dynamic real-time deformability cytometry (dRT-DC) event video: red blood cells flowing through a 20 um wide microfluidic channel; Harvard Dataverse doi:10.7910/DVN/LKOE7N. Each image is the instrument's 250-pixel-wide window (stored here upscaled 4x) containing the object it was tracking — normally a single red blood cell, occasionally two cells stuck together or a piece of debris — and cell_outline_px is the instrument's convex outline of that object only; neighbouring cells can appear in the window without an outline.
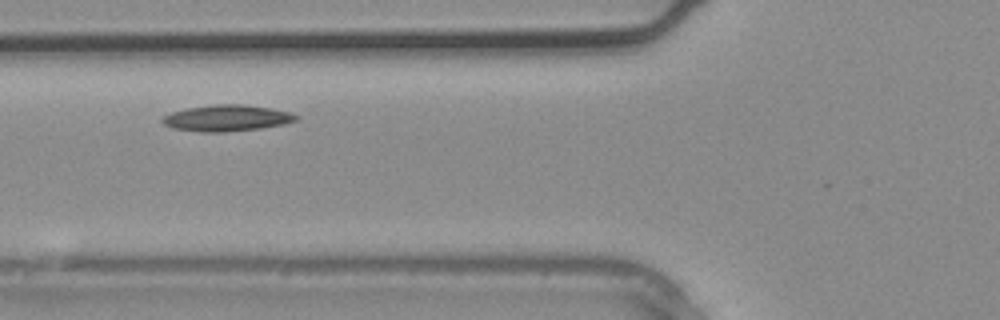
{"species": "common noctule bat (a hibernating species)", "species_latin": "Nyctalus noctula", "temperature_condition": "warm", "stored_images_in_passage": 3, "camera_frame_rate_fps": 3000, "um_per_image_px": 0.085, "animal": {"sex": "male", "body_mass_g": 20.4}, "frame": {"image": 1, "passage_image": 3, "time_ms": 0.667, "image_size_px": [1000, 320], "cell_outline_px": [[300, 116], [296, 120], [284, 124], [260, 128], [224, 132], [200, 132], [172, 128], [164, 124], [160, 120], [164, 116], [172, 112], [188, 108], [216, 104], [244, 104], [272, 108], [288, 112]], "centroid_in_image_um": [19.28, 10.03], "position_along_channel_um": 106.5, "area_um2": 20.4}}